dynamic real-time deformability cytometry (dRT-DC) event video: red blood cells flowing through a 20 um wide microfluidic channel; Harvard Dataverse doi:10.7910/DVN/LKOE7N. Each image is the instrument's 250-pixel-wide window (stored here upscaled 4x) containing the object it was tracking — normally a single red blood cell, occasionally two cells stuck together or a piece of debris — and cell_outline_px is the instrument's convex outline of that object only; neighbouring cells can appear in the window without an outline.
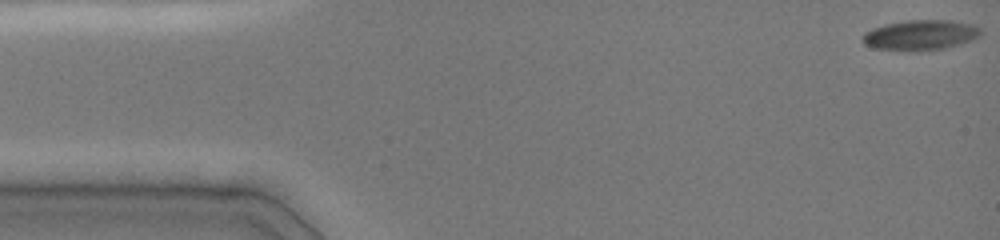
{"species": "common noctule bat (a hibernating species)", "species_latin": "Nyctalus noctula", "temperature_condition": "cold", "stored_images_in_passage": 47, "camera_frame_rate_fps": 3000, "um_per_image_px": 0.085, "animal": {"sex": "female", "body_mass_g": 19.0, "forearm_length_mm": 51.5}, "frame": {"image": 1, "passage_image": 1, "time_ms": 0.0, "image_size_px": [1000, 240], "cell_outline_px": [[980, 36], [972, 40], [960, 44], [944, 48], [876, 48], [864, 44], [864, 32], [872, 28], [888, 24], [908, 20], [952, 20], [972, 24], [980, 28]], "centroid_in_image_um": [78.3, 2.92], "position_along_channel_um": 6.7, "area_um2": 19.77}}
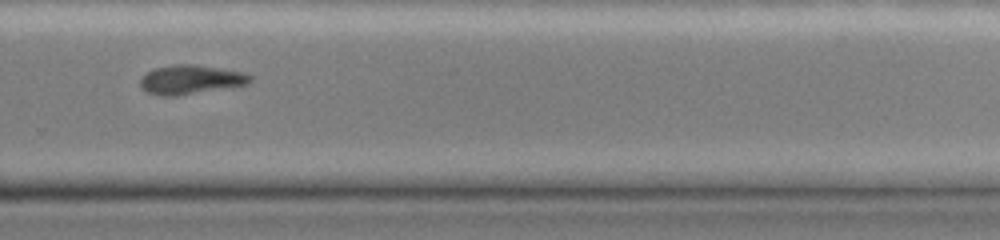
{"frame": {"image": 2, "passage_image": 33, "time_ms": 10.667, "image_size_px": [1000, 240], "cell_outline_px": [[252, 80], [248, 84], [176, 96], [164, 96], [148, 92], [140, 88], [140, 80], [148, 72], [156, 68], [176, 64], [196, 64], [244, 72], [252, 76]], "centroid_in_image_um": [16.23, 6.76], "position_along_channel_um": 313.6, "area_um2": 18.5}}
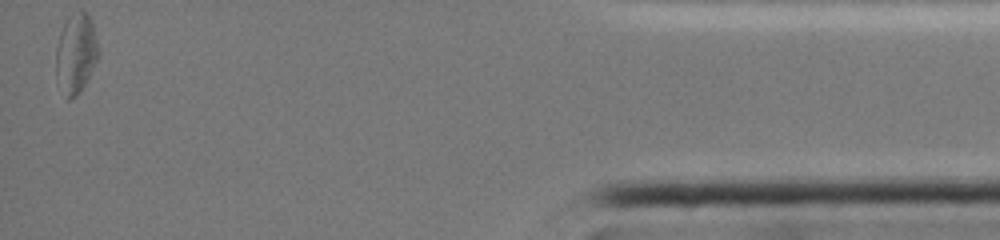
{"frame": {"image": 3, "passage_image": 47, "time_ms": 15.333, "image_size_px": [1000, 240], "cell_outline_px": [[100, 52], [80, 92], [76, 96], [68, 100], [56, 80], [56, 48], [60, 32], [68, 16], [80, 12], [84, 12], [92, 20], [100, 48]], "centroid_in_image_um": [6.45, 4.55], "position_along_channel_um": 428.7, "area_um2": 19.59}}